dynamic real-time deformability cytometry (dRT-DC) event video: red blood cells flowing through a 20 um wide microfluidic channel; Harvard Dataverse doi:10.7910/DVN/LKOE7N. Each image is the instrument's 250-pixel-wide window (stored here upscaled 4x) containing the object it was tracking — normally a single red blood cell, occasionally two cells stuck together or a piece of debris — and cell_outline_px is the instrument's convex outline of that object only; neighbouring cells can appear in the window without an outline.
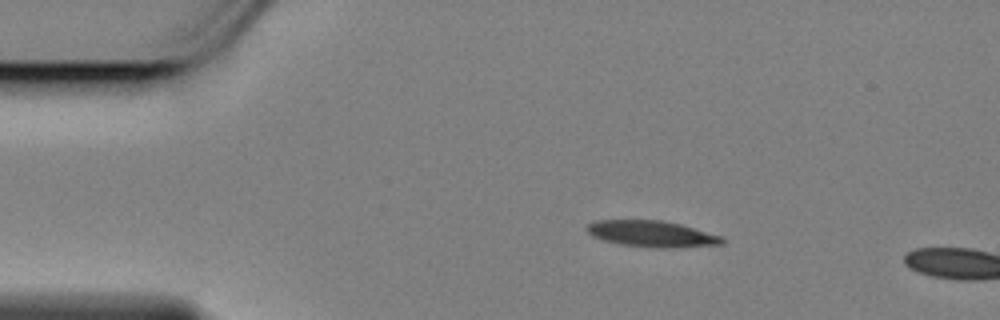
{"species": "Egyptian fruit bat (a non-hibernating species)", "species_latin": "Rousettus aegyptiacus", "temperature_condition": "cold", "stored_images_in_passage": 3, "camera_frame_rate_fps": 3000, "um_per_image_px": 0.085, "animal": {"sex": "female"}, "frame": {"image": 1, "passage_image": 1, "time_ms": 0.0, "image_size_px": [1000, 320], "cell_outline_px": [[724, 244], [672, 248], [648, 248], [616, 244], [592, 236], [588, 232], [588, 224], [596, 220], [660, 220], [680, 224], [720, 236], [724, 240]], "centroid_in_image_um": [55.38, 19.89], "position_along_channel_um": 29.6, "area_um2": 20.69}}